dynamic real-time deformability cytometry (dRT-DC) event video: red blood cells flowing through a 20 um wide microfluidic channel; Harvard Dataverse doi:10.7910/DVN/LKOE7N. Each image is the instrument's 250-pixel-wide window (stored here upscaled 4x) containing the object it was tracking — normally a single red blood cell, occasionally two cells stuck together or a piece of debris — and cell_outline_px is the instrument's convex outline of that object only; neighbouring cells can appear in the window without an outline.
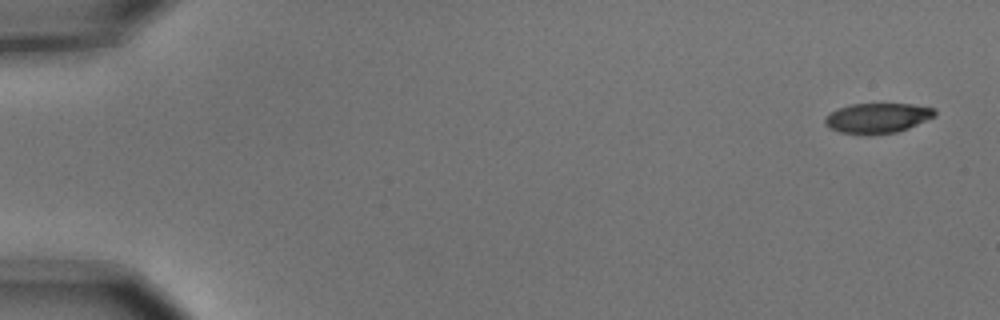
{"species": "common noctule bat (a hibernating species)", "species_latin": "Nyctalus noctula", "temperature_condition": "cold", "stored_images_in_passage": 7, "camera_frame_rate_fps": 3000, "um_per_image_px": 0.085, "animal": {"sex": "male", "body_mass_g": 15.6}, "frame": {"image": 1, "passage_image": 1, "time_ms": 0.0, "image_size_px": [1000, 320], "cell_outline_px": [[936, 116], [908, 128], [896, 132], [840, 132], [828, 128], [824, 124], [824, 116], [840, 108], [852, 104], [912, 104], [936, 108]], "centroid_in_image_um": [74.61, 9.99], "position_along_channel_um": 10.4, "area_um2": 18.67}}
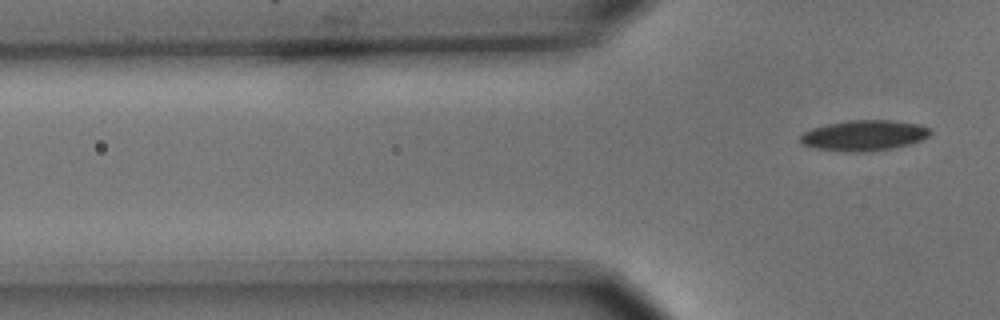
{"frame": {"image": 2, "passage_image": 7, "time_ms": 2.0, "image_size_px": [1000, 320], "cell_outline_px": [[932, 132], [928, 136], [920, 140], [908, 144], [892, 148], [860, 152], [848, 152], [816, 148], [804, 144], [800, 140], [800, 136], [804, 132], [812, 128], [828, 124], [848, 120], [892, 120], [920, 124], [932, 128]], "centroid_in_image_um": [73.48, 11.5], "position_along_channel_um": 52.3, "area_um2": 23.0}}